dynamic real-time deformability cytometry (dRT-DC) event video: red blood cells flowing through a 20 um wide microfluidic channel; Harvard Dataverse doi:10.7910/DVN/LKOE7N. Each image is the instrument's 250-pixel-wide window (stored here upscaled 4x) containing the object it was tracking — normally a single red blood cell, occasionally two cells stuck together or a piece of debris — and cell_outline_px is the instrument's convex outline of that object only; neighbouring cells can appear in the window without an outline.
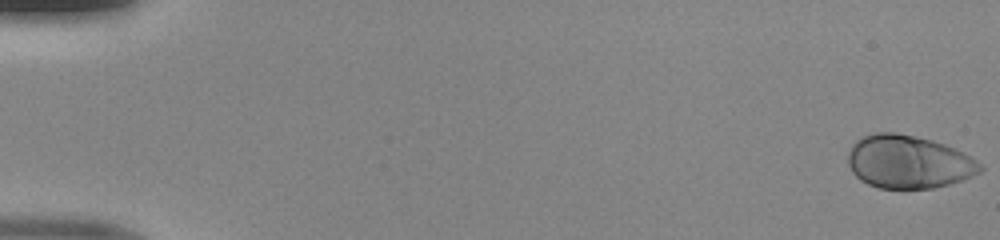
{"species": "human", "species_latin": "Homo sapiens", "temperature_condition": "room temperature", "stored_images_in_passage": 49, "camera_frame_rate_fps": 3000, "um_per_image_px": 0.085, "donor": {"sex": "male"}, "frame": {"image": 1, "passage_image": 1, "time_ms": 0.0, "image_size_px": [1000, 240], "cell_outline_px": [[984, 168], [980, 172], [960, 180], [948, 184], [932, 188], [880, 188], [868, 184], [860, 180], [852, 172], [848, 164], [848, 148], [856, 140], [872, 132], [896, 132], [932, 140], [944, 144], [964, 152], [976, 160]], "centroid_in_image_um": [77.18, 13.74], "position_along_channel_um": 7.8, "area_um2": 40.92}}
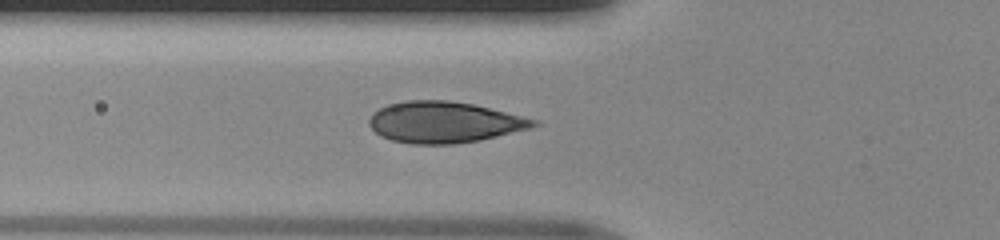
{"frame": {"image": 2, "passage_image": 19, "time_ms": 6.0, "image_size_px": [1000, 240], "cell_outline_px": [[540, 124], [528, 128], [480, 140], [452, 144], [412, 144], [392, 140], [380, 136], [368, 124], [368, 120], [380, 108], [388, 104], [408, 100], [448, 100], [472, 104], [540, 120]], "centroid_in_image_um": [37.75, 10.39], "position_along_channel_um": 88.1, "area_um2": 39.13}}
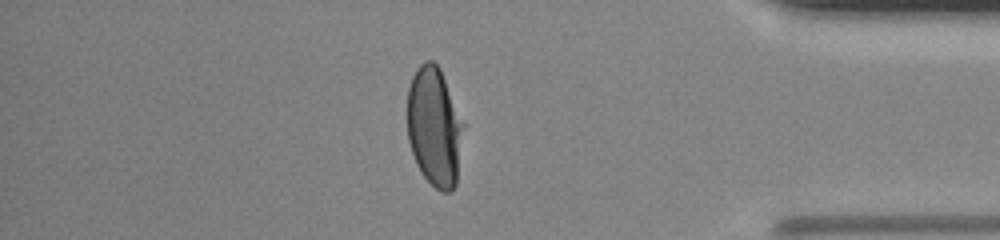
{"frame": {"image": 3, "passage_image": 43, "time_ms": 14.0, "image_size_px": [1000, 240], "cell_outline_px": [[464, 124], [456, 184], [448, 192], [440, 192], [424, 176], [416, 164], [408, 140], [408, 88], [412, 76], [420, 64], [424, 60], [432, 60], [440, 68]], "centroid_in_image_um": [36.92, 10.77], "position_along_channel_um": 398.3, "area_um2": 38.73}}